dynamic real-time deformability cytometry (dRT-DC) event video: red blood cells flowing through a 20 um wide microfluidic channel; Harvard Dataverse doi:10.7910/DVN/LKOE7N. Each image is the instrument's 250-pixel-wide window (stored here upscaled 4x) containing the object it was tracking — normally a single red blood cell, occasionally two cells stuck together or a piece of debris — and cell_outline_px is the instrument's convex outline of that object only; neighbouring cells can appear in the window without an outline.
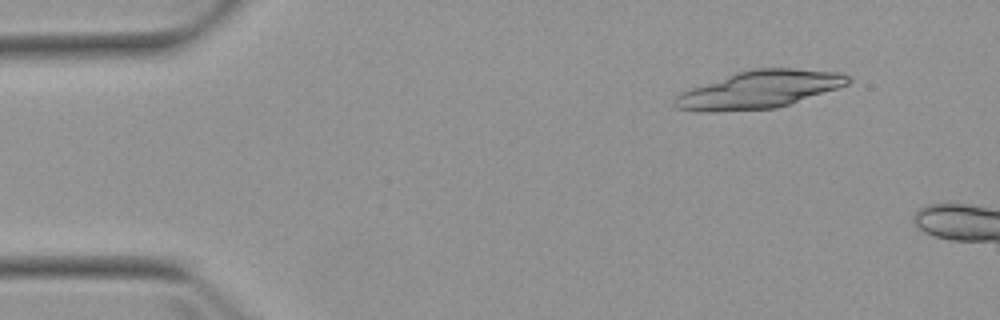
{"species": "Egyptian fruit bat (a non-hibernating species)", "species_latin": "Rousettus aegyptiacus", "temperature_condition": "warm", "stored_images_in_passage": 4, "camera_frame_rate_fps": 3000, "um_per_image_px": 0.085, "animal": {"sex": "female"}, "frame": {"image": 1, "passage_image": 2, "time_ms": 1.333, "image_size_px": [1000, 320], "cell_outline_px": [[852, 80], [848, 84], [776, 108], [716, 112], [700, 112], [676, 108], [672, 104], [672, 100], [680, 92], [736, 72], [752, 68], [792, 68], [840, 72], [852, 76]], "centroid_in_image_um": [64.5, 7.61], "position_along_channel_um": 20.5, "area_um2": 37.92}}